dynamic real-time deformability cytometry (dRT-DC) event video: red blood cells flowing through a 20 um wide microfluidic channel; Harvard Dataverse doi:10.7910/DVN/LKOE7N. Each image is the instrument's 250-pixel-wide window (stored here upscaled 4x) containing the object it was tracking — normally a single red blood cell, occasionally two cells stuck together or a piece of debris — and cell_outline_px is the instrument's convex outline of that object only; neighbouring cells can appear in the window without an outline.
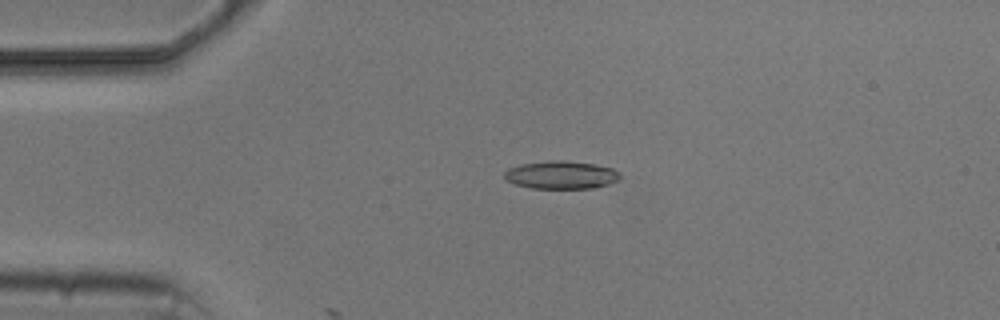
{"species": "common noctule bat (a hibernating species)", "species_latin": "Nyctalus noctula", "temperature_condition": "cold", "stored_images_in_passage": 5, "camera_frame_rate_fps": 3000, "um_per_image_px": 0.085, "animal": {"sex": "male", "body_mass_g": 20.5, "forearm_length_mm": 52.5}, "frame": {"image": 1, "passage_image": 4, "time_ms": 3.667, "image_size_px": [1000, 320], "cell_outline_px": [[620, 180], [608, 184], [592, 188], [532, 188], [516, 184], [504, 180], [504, 172], [508, 168], [520, 164], [548, 160], [560, 160], [592, 164], [612, 168], [620, 176]], "centroid_in_image_um": [47.64, 14.87], "position_along_channel_um": 37.4, "area_um2": 18.73}}